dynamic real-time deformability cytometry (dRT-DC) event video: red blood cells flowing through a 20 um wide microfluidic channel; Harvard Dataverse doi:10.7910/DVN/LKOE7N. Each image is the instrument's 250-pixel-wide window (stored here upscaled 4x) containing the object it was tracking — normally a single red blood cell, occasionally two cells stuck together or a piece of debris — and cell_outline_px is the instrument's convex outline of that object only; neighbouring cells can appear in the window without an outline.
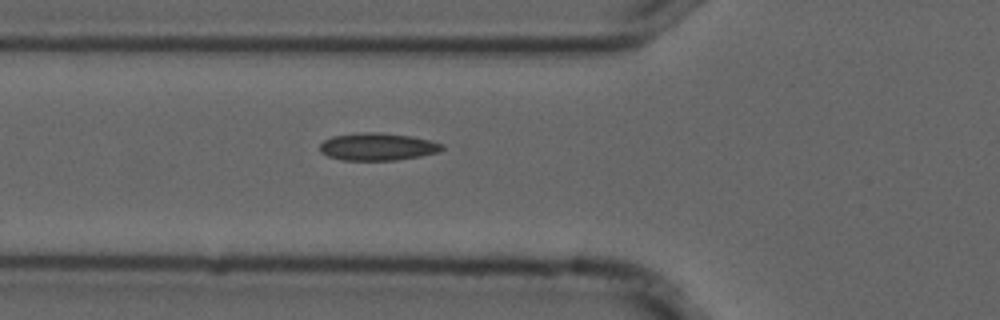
{"species": "common noctule bat (a hibernating species)", "species_latin": "Nyctalus noctula", "temperature_condition": "cold", "stored_images_in_passage": 15, "camera_frame_rate_fps": 3000, "um_per_image_px": 0.085, "animal": {"sex": "male", "forearm_length_mm": 52.5}, "frame": {"image": 1, "passage_image": 4, "time_ms": 1.0, "image_size_px": [1000, 320], "cell_outline_px": [[444, 148], [440, 152], [420, 156], [396, 160], [344, 160], [328, 156], [320, 152], [320, 144], [324, 140], [332, 136], [360, 132], [380, 132], [412, 136], [432, 140], [444, 144]], "centroid_in_image_um": [32.13, 12.46], "position_along_channel_um": 93.7, "area_um2": 19.77}}
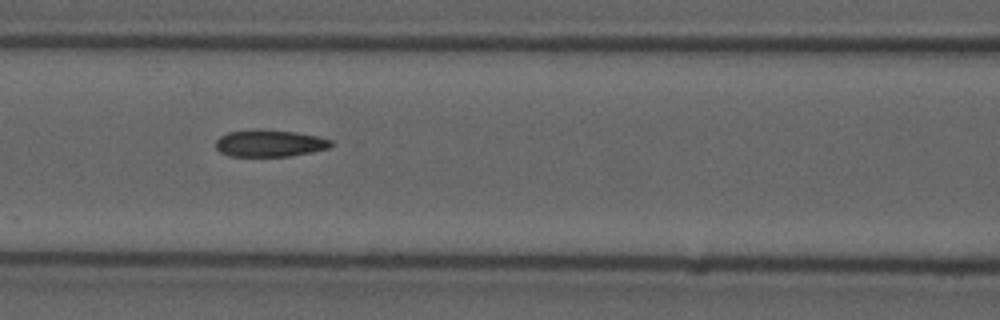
{"frame": {"image": 2, "passage_image": 8, "time_ms": 2.333, "image_size_px": [1000, 320], "cell_outline_px": [[336, 144], [328, 148], [312, 152], [288, 156], [228, 156], [220, 152], [216, 148], [216, 140], [220, 136], [228, 132], [296, 132], [316, 136], [332, 140]], "centroid_in_image_um": [22.96, 12.23], "position_along_channel_um": 143.6, "area_um2": 17.34}}
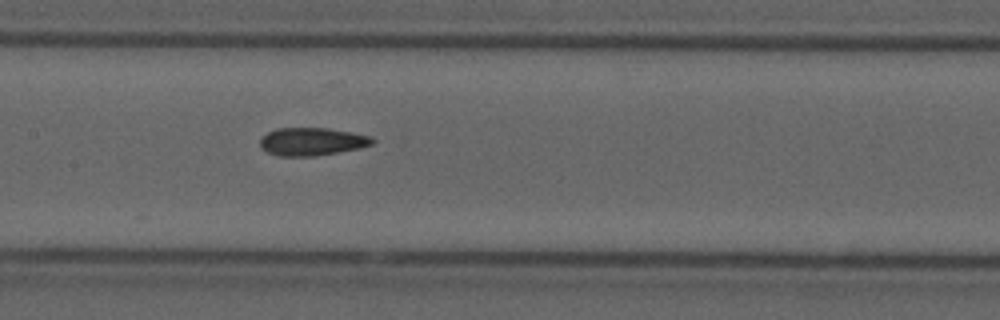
{"frame": {"image": 3, "passage_image": 11, "time_ms": 3.333, "image_size_px": [1000, 320], "cell_outline_px": [[376, 140], [372, 144], [360, 148], [312, 156], [280, 156], [268, 152], [260, 148], [260, 140], [268, 132], [276, 128], [328, 128], [352, 132], [372, 136]], "centroid_in_image_um": [26.53, 12.02], "position_along_channel_um": 180.9, "area_um2": 18.21}}